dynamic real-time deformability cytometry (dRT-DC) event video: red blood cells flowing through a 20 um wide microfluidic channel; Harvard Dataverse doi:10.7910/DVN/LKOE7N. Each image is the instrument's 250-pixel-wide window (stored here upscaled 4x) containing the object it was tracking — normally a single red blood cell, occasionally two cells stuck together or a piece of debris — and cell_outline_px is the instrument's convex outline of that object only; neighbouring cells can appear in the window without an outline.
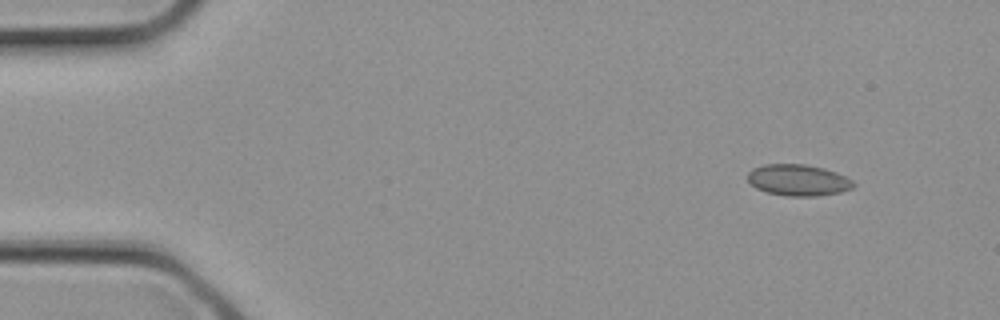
{"species": "common noctule bat (a hibernating species)", "species_latin": "Nyctalus noctula", "temperature_condition": "cold", "stored_images_in_passage": 3, "segment_of_instrument_passage": [1, 2], "camera_frame_rate_fps": 3000, "um_per_image_px": 0.085, "animal": {"sex": "female", "body_mass_g": 21.9}, "frame": {"image": 1, "passage_image": 1, "time_ms": 0.0, "image_size_px": [1000, 320], "cell_outline_px": [[856, 184], [852, 188], [840, 192], [816, 196], [784, 196], [768, 192], [756, 188], [748, 180], [748, 172], [752, 168], [764, 164], [804, 164], [824, 168], [836, 172], [852, 180]], "centroid_in_image_um": [67.84, 15.3], "position_along_channel_um": 17.2, "area_um2": 19.31}}